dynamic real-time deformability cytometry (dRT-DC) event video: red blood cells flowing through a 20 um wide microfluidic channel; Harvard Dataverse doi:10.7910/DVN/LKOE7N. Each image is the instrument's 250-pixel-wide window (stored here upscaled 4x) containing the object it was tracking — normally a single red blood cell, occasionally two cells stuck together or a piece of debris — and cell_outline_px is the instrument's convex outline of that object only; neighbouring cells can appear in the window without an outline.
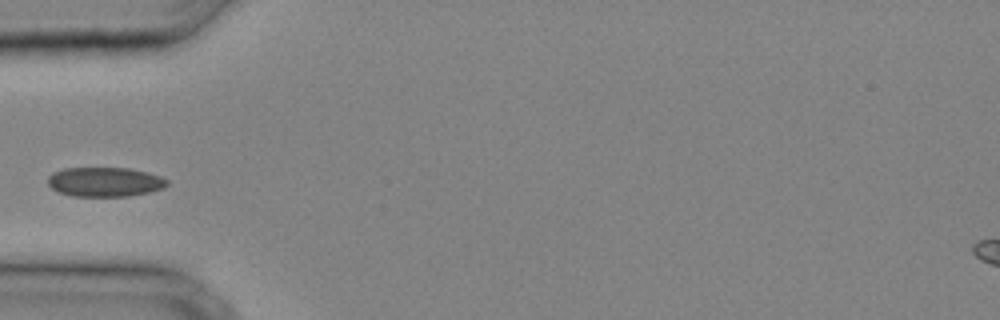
{"species": "common noctule bat (a hibernating species)", "species_latin": "Nyctalus noctula", "temperature_condition": "cold", "stored_images_in_passage": 23, "camera_frame_rate_fps": 3000, "um_per_image_px": 0.085, "animal": {"sex": "male", "body_mass_g": 20.4}, "frame": {"image": 1, "passage_image": 1, "time_ms": 0.0, "image_size_px": [1000, 320], "cell_outline_px": [[168, 184], [164, 188], [148, 192], [128, 196], [72, 196], [56, 192], [48, 184], [48, 176], [52, 172], [64, 168], [128, 168], [148, 172], [160, 176], [168, 180]], "centroid_in_image_um": [8.89, 15.46], "position_along_channel_um": 76.1, "area_um2": 20.58}}
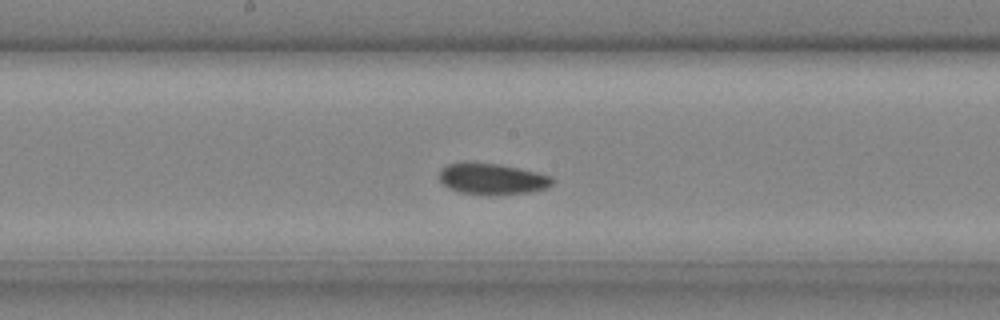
{"frame": {"image": 2, "passage_image": 8, "time_ms": 2.333, "image_size_px": [1000, 320], "cell_outline_px": [[556, 180], [548, 188], [528, 192], [496, 196], [460, 192], [448, 188], [440, 180], [440, 168], [448, 164], [464, 160], [468, 160], [500, 164], [536, 172], [552, 176]], "centroid_in_image_um": [41.82, 15.19], "position_along_channel_um": 206.4, "area_um2": 21.15}}
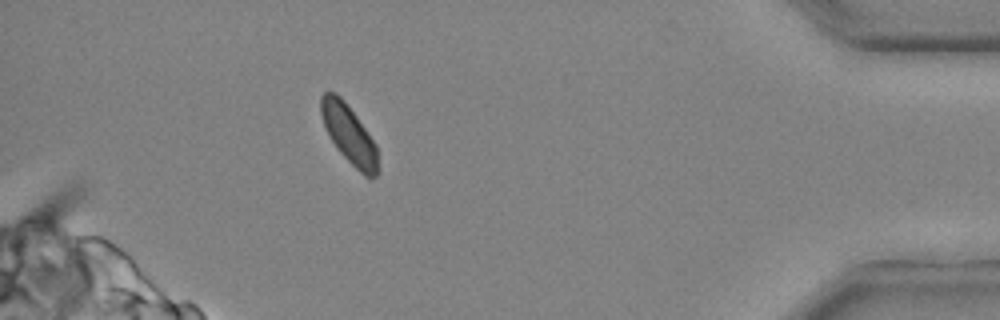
{"frame": {"image": 3, "passage_image": 21, "time_ms": 6.667, "image_size_px": [1000, 320], "cell_outline_px": [[380, 172], [376, 176], [364, 176], [336, 148], [324, 124], [320, 112], [320, 96], [324, 92], [336, 92], [344, 100], [356, 116], [376, 144], [380, 168]], "centroid_in_image_um": [29.69, 11.42], "position_along_channel_um": 405.5, "area_um2": 19.36}}